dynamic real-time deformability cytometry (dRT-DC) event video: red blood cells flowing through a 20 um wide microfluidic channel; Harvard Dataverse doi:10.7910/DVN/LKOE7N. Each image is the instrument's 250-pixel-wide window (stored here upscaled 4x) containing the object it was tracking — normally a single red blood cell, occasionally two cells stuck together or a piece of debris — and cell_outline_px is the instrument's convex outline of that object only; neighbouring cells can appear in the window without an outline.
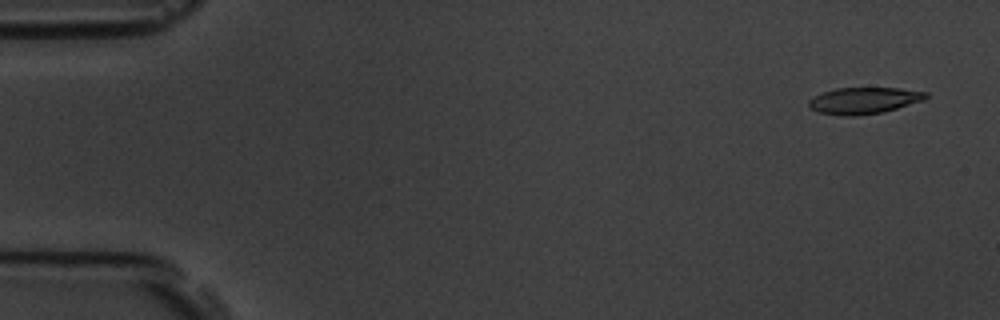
{"species": "common noctule bat (a hibernating species)", "species_latin": "Nyctalus noctula", "temperature_condition": "room temperature", "stored_images_in_passage": 6, "camera_frame_rate_fps": 3000, "um_per_image_px": 0.085, "animal": {"sex": "male", "body_mass_g": 19.5, "forearm_length_mm": 54.6}, "frame": {"image": 1, "passage_image": 1, "time_ms": 0.0, "image_size_px": [1000, 320], "cell_outline_px": [[928, 96], [924, 100], [884, 112], [856, 116], [844, 116], [816, 112], [808, 104], [808, 100], [824, 92], [836, 88], [900, 88], [928, 92]], "centroid_in_image_um": [73.45, 8.55], "position_along_channel_um": 11.5, "area_um2": 18.09}}
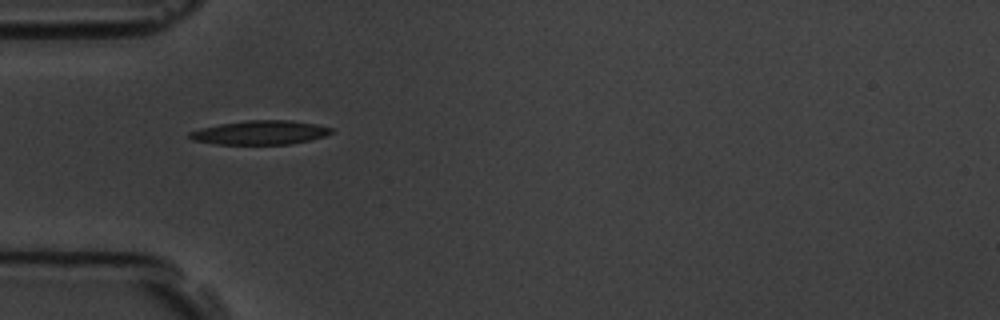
{"frame": {"image": 2, "passage_image": 5, "time_ms": 4.667, "image_size_px": [1000, 320], "cell_outline_px": [[336, 132], [312, 140], [292, 144], [216, 144], [192, 140], [188, 136], [188, 132], [200, 128], [220, 124], [248, 120], [292, 120], [316, 124], [332, 128]], "centroid_in_image_um": [22.15, 11.27], "position_along_channel_um": 62.9, "area_um2": 20.0}}
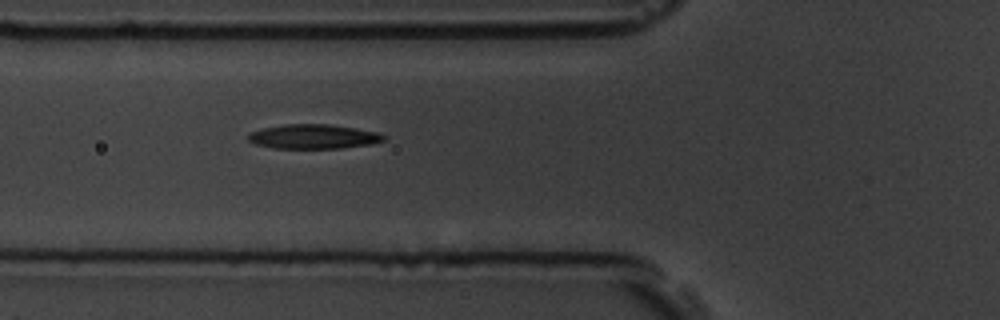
{"frame": {"image": 3, "passage_image": 6, "time_ms": 5.667, "image_size_px": [1000, 320], "cell_outline_px": [[388, 136], [384, 140], [368, 144], [340, 148], [272, 148], [256, 144], [248, 140], [248, 132], [264, 128], [284, 124], [328, 124], [376, 132]], "centroid_in_image_um": [26.59, 11.61], "position_along_channel_um": 99.2, "area_um2": 19.07}}